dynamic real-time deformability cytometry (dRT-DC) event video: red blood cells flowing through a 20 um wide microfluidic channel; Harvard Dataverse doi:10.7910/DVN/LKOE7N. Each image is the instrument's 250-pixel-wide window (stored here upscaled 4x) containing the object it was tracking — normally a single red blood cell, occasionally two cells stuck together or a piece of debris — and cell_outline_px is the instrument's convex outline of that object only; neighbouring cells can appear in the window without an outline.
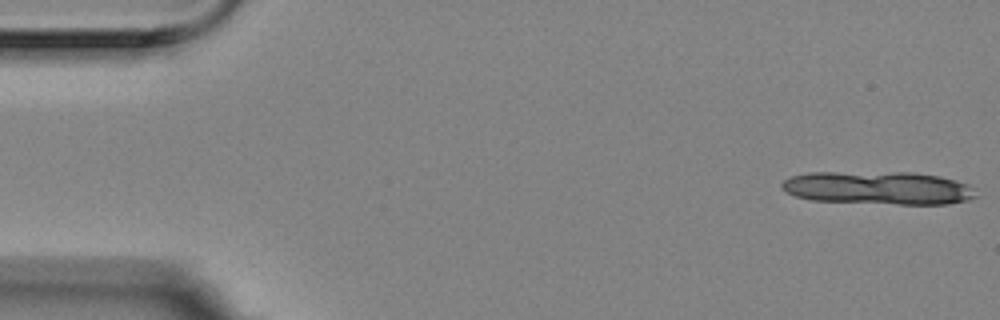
{"species": "Egyptian fruit bat (a non-hibernating species)", "species_latin": "Rousettus aegyptiacus", "temperature_condition": "room temperature", "stored_images_in_passage": 11, "camera_frame_rate_fps": 3000, "um_per_image_px": 0.085, "animal": {"sex": "female"}, "frame": {"image": 1, "passage_image": 1, "time_ms": 0.0, "image_size_px": [1000, 320], "cell_outline_px": [[976, 196], [968, 200], [948, 204], [900, 204], [812, 200], [796, 196], [788, 192], [780, 184], [784, 180], [792, 176], [808, 172], [916, 172], [940, 176], [968, 184]], "centroid_in_image_um": [74.66, 15.96], "position_along_channel_um": 10.3, "area_um2": 37.34}}